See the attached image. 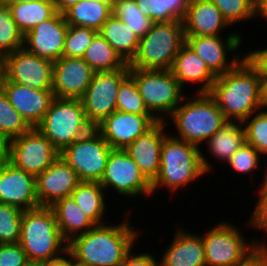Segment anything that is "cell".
Listing matches in <instances>:
<instances>
[{"label": "cell", "instance_id": "8", "mask_svg": "<svg viewBox=\"0 0 267 266\" xmlns=\"http://www.w3.org/2000/svg\"><path fill=\"white\" fill-rule=\"evenodd\" d=\"M129 75L146 108L158 121H166L186 96L171 70L130 69Z\"/></svg>", "mask_w": 267, "mask_h": 266}, {"label": "cell", "instance_id": "49", "mask_svg": "<svg viewBox=\"0 0 267 266\" xmlns=\"http://www.w3.org/2000/svg\"><path fill=\"white\" fill-rule=\"evenodd\" d=\"M10 140L0 133V166L9 162Z\"/></svg>", "mask_w": 267, "mask_h": 266}, {"label": "cell", "instance_id": "14", "mask_svg": "<svg viewBox=\"0 0 267 266\" xmlns=\"http://www.w3.org/2000/svg\"><path fill=\"white\" fill-rule=\"evenodd\" d=\"M59 156L60 152L36 127L10 140L9 162L35 177Z\"/></svg>", "mask_w": 267, "mask_h": 266}, {"label": "cell", "instance_id": "27", "mask_svg": "<svg viewBox=\"0 0 267 266\" xmlns=\"http://www.w3.org/2000/svg\"><path fill=\"white\" fill-rule=\"evenodd\" d=\"M98 33L129 64L139 48L140 38L118 17L112 14Z\"/></svg>", "mask_w": 267, "mask_h": 266}, {"label": "cell", "instance_id": "57", "mask_svg": "<svg viewBox=\"0 0 267 266\" xmlns=\"http://www.w3.org/2000/svg\"><path fill=\"white\" fill-rule=\"evenodd\" d=\"M265 85V107H267V80L264 82Z\"/></svg>", "mask_w": 267, "mask_h": 266}, {"label": "cell", "instance_id": "2", "mask_svg": "<svg viewBox=\"0 0 267 266\" xmlns=\"http://www.w3.org/2000/svg\"><path fill=\"white\" fill-rule=\"evenodd\" d=\"M123 211L126 218L122 222L96 225L68 242V249L76 260L90 266H120L123 263L134 245H139L136 241L142 233L129 222L132 209Z\"/></svg>", "mask_w": 267, "mask_h": 266}, {"label": "cell", "instance_id": "53", "mask_svg": "<svg viewBox=\"0 0 267 266\" xmlns=\"http://www.w3.org/2000/svg\"><path fill=\"white\" fill-rule=\"evenodd\" d=\"M24 266H44V262L29 260Z\"/></svg>", "mask_w": 267, "mask_h": 266}, {"label": "cell", "instance_id": "11", "mask_svg": "<svg viewBox=\"0 0 267 266\" xmlns=\"http://www.w3.org/2000/svg\"><path fill=\"white\" fill-rule=\"evenodd\" d=\"M99 184L106 193L111 191L126 198H137L139 195L152 197V185L145 178L125 149H113ZM111 188V189H110ZM110 189V190H109ZM114 190V191H112Z\"/></svg>", "mask_w": 267, "mask_h": 266}, {"label": "cell", "instance_id": "50", "mask_svg": "<svg viewBox=\"0 0 267 266\" xmlns=\"http://www.w3.org/2000/svg\"><path fill=\"white\" fill-rule=\"evenodd\" d=\"M81 0H53L56 12L63 14L71 6L79 3Z\"/></svg>", "mask_w": 267, "mask_h": 266}, {"label": "cell", "instance_id": "46", "mask_svg": "<svg viewBox=\"0 0 267 266\" xmlns=\"http://www.w3.org/2000/svg\"><path fill=\"white\" fill-rule=\"evenodd\" d=\"M133 249H136V246L126 255L120 266H160V260L156 259L159 257L154 256L153 253L143 251L137 254Z\"/></svg>", "mask_w": 267, "mask_h": 266}, {"label": "cell", "instance_id": "42", "mask_svg": "<svg viewBox=\"0 0 267 266\" xmlns=\"http://www.w3.org/2000/svg\"><path fill=\"white\" fill-rule=\"evenodd\" d=\"M261 154L252 146L247 143L242 145L226 162L228 163V167L230 170H234V173L237 175H246L250 174L254 179L253 175L255 174L253 171L259 170L262 165Z\"/></svg>", "mask_w": 267, "mask_h": 266}, {"label": "cell", "instance_id": "36", "mask_svg": "<svg viewBox=\"0 0 267 266\" xmlns=\"http://www.w3.org/2000/svg\"><path fill=\"white\" fill-rule=\"evenodd\" d=\"M32 127L10 104L6 94L0 88V133L9 140L21 136Z\"/></svg>", "mask_w": 267, "mask_h": 266}, {"label": "cell", "instance_id": "51", "mask_svg": "<svg viewBox=\"0 0 267 266\" xmlns=\"http://www.w3.org/2000/svg\"><path fill=\"white\" fill-rule=\"evenodd\" d=\"M267 20V0H259L255 3V17Z\"/></svg>", "mask_w": 267, "mask_h": 266}, {"label": "cell", "instance_id": "20", "mask_svg": "<svg viewBox=\"0 0 267 266\" xmlns=\"http://www.w3.org/2000/svg\"><path fill=\"white\" fill-rule=\"evenodd\" d=\"M77 173L59 156L36 177V196L41 207H50L58 200L70 197L80 183Z\"/></svg>", "mask_w": 267, "mask_h": 266}, {"label": "cell", "instance_id": "30", "mask_svg": "<svg viewBox=\"0 0 267 266\" xmlns=\"http://www.w3.org/2000/svg\"><path fill=\"white\" fill-rule=\"evenodd\" d=\"M112 14L110 5L95 0H81L63 13L68 25L91 28L97 32Z\"/></svg>", "mask_w": 267, "mask_h": 266}, {"label": "cell", "instance_id": "7", "mask_svg": "<svg viewBox=\"0 0 267 266\" xmlns=\"http://www.w3.org/2000/svg\"><path fill=\"white\" fill-rule=\"evenodd\" d=\"M36 128L61 153L94 127L87 121L80 99L54 98Z\"/></svg>", "mask_w": 267, "mask_h": 266}, {"label": "cell", "instance_id": "43", "mask_svg": "<svg viewBox=\"0 0 267 266\" xmlns=\"http://www.w3.org/2000/svg\"><path fill=\"white\" fill-rule=\"evenodd\" d=\"M265 171L263 173L264 178L262 183H260V188H257V194H255L258 198L256 201V205L254 206V210L251 213L250 219L245 226L249 228L253 227L255 230L258 229L261 232H264V237L267 236V162L264 167Z\"/></svg>", "mask_w": 267, "mask_h": 266}, {"label": "cell", "instance_id": "13", "mask_svg": "<svg viewBox=\"0 0 267 266\" xmlns=\"http://www.w3.org/2000/svg\"><path fill=\"white\" fill-rule=\"evenodd\" d=\"M242 40L243 37L238 32H230L224 38L221 35L185 36V42L205 62L215 77L233 69L246 56L245 51H242V57L237 52Z\"/></svg>", "mask_w": 267, "mask_h": 266}, {"label": "cell", "instance_id": "40", "mask_svg": "<svg viewBox=\"0 0 267 266\" xmlns=\"http://www.w3.org/2000/svg\"><path fill=\"white\" fill-rule=\"evenodd\" d=\"M22 214L17 207L0 203V244L19 241Z\"/></svg>", "mask_w": 267, "mask_h": 266}, {"label": "cell", "instance_id": "32", "mask_svg": "<svg viewBox=\"0 0 267 266\" xmlns=\"http://www.w3.org/2000/svg\"><path fill=\"white\" fill-rule=\"evenodd\" d=\"M82 59L95 72L121 70L127 65L99 33L93 37V42L86 49Z\"/></svg>", "mask_w": 267, "mask_h": 266}, {"label": "cell", "instance_id": "26", "mask_svg": "<svg viewBox=\"0 0 267 266\" xmlns=\"http://www.w3.org/2000/svg\"><path fill=\"white\" fill-rule=\"evenodd\" d=\"M50 208L55 214L59 230L67 242L96 226L71 196L58 200Z\"/></svg>", "mask_w": 267, "mask_h": 266}, {"label": "cell", "instance_id": "18", "mask_svg": "<svg viewBox=\"0 0 267 266\" xmlns=\"http://www.w3.org/2000/svg\"><path fill=\"white\" fill-rule=\"evenodd\" d=\"M94 70L82 59L61 57L53 62L52 91L55 98L81 99Z\"/></svg>", "mask_w": 267, "mask_h": 266}, {"label": "cell", "instance_id": "37", "mask_svg": "<svg viewBox=\"0 0 267 266\" xmlns=\"http://www.w3.org/2000/svg\"><path fill=\"white\" fill-rule=\"evenodd\" d=\"M242 124L246 143L252 145L261 156L267 157V107L253 113Z\"/></svg>", "mask_w": 267, "mask_h": 266}, {"label": "cell", "instance_id": "31", "mask_svg": "<svg viewBox=\"0 0 267 266\" xmlns=\"http://www.w3.org/2000/svg\"><path fill=\"white\" fill-rule=\"evenodd\" d=\"M8 6L14 22L23 35L56 13L53 0L15 3Z\"/></svg>", "mask_w": 267, "mask_h": 266}, {"label": "cell", "instance_id": "55", "mask_svg": "<svg viewBox=\"0 0 267 266\" xmlns=\"http://www.w3.org/2000/svg\"><path fill=\"white\" fill-rule=\"evenodd\" d=\"M95 1H99V2H102L104 4L110 5L112 8L116 2V0H95Z\"/></svg>", "mask_w": 267, "mask_h": 266}, {"label": "cell", "instance_id": "12", "mask_svg": "<svg viewBox=\"0 0 267 266\" xmlns=\"http://www.w3.org/2000/svg\"><path fill=\"white\" fill-rule=\"evenodd\" d=\"M129 70L127 64L121 70L94 72L90 85L80 99L87 121L94 128L116 111L118 90Z\"/></svg>", "mask_w": 267, "mask_h": 266}, {"label": "cell", "instance_id": "24", "mask_svg": "<svg viewBox=\"0 0 267 266\" xmlns=\"http://www.w3.org/2000/svg\"><path fill=\"white\" fill-rule=\"evenodd\" d=\"M182 20L185 36L221 35L230 27L211 0H190Z\"/></svg>", "mask_w": 267, "mask_h": 266}, {"label": "cell", "instance_id": "38", "mask_svg": "<svg viewBox=\"0 0 267 266\" xmlns=\"http://www.w3.org/2000/svg\"><path fill=\"white\" fill-rule=\"evenodd\" d=\"M116 110L137 115H152L138 92L135 80L130 75L120 84Z\"/></svg>", "mask_w": 267, "mask_h": 266}, {"label": "cell", "instance_id": "3", "mask_svg": "<svg viewBox=\"0 0 267 266\" xmlns=\"http://www.w3.org/2000/svg\"><path fill=\"white\" fill-rule=\"evenodd\" d=\"M203 147L178 139L167 134L161 147L160 170L156 179L151 183L152 197L158 190L166 188L171 194L187 187L198 178L211 173L214 169ZM187 185V186H186Z\"/></svg>", "mask_w": 267, "mask_h": 266}, {"label": "cell", "instance_id": "39", "mask_svg": "<svg viewBox=\"0 0 267 266\" xmlns=\"http://www.w3.org/2000/svg\"><path fill=\"white\" fill-rule=\"evenodd\" d=\"M97 33L91 28L69 25L65 37L63 57L82 58Z\"/></svg>", "mask_w": 267, "mask_h": 266}, {"label": "cell", "instance_id": "17", "mask_svg": "<svg viewBox=\"0 0 267 266\" xmlns=\"http://www.w3.org/2000/svg\"><path fill=\"white\" fill-rule=\"evenodd\" d=\"M68 26L64 15L56 12L24 35L23 48L54 62L63 56Z\"/></svg>", "mask_w": 267, "mask_h": 266}, {"label": "cell", "instance_id": "22", "mask_svg": "<svg viewBox=\"0 0 267 266\" xmlns=\"http://www.w3.org/2000/svg\"><path fill=\"white\" fill-rule=\"evenodd\" d=\"M166 127L165 121H158L125 149L150 183L156 179L160 170L161 147L169 133Z\"/></svg>", "mask_w": 267, "mask_h": 266}, {"label": "cell", "instance_id": "34", "mask_svg": "<svg viewBox=\"0 0 267 266\" xmlns=\"http://www.w3.org/2000/svg\"><path fill=\"white\" fill-rule=\"evenodd\" d=\"M112 10L113 14L121 19L140 39L154 23L142 13L135 0H116Z\"/></svg>", "mask_w": 267, "mask_h": 266}, {"label": "cell", "instance_id": "16", "mask_svg": "<svg viewBox=\"0 0 267 266\" xmlns=\"http://www.w3.org/2000/svg\"><path fill=\"white\" fill-rule=\"evenodd\" d=\"M157 122L153 115H137L116 110L95 129L113 149H126Z\"/></svg>", "mask_w": 267, "mask_h": 266}, {"label": "cell", "instance_id": "21", "mask_svg": "<svg viewBox=\"0 0 267 266\" xmlns=\"http://www.w3.org/2000/svg\"><path fill=\"white\" fill-rule=\"evenodd\" d=\"M10 104L33 128L37 127L55 98L52 90H37L10 82L3 77L0 87Z\"/></svg>", "mask_w": 267, "mask_h": 266}, {"label": "cell", "instance_id": "1", "mask_svg": "<svg viewBox=\"0 0 267 266\" xmlns=\"http://www.w3.org/2000/svg\"><path fill=\"white\" fill-rule=\"evenodd\" d=\"M229 121L243 122L265 107V85L259 69L245 56L216 77L208 93Z\"/></svg>", "mask_w": 267, "mask_h": 266}, {"label": "cell", "instance_id": "19", "mask_svg": "<svg viewBox=\"0 0 267 266\" xmlns=\"http://www.w3.org/2000/svg\"><path fill=\"white\" fill-rule=\"evenodd\" d=\"M0 203L22 211L40 207L36 196V177L10 162L0 166Z\"/></svg>", "mask_w": 267, "mask_h": 266}, {"label": "cell", "instance_id": "9", "mask_svg": "<svg viewBox=\"0 0 267 266\" xmlns=\"http://www.w3.org/2000/svg\"><path fill=\"white\" fill-rule=\"evenodd\" d=\"M112 147L93 128L66 147L60 156L77 173L80 181L100 182Z\"/></svg>", "mask_w": 267, "mask_h": 266}, {"label": "cell", "instance_id": "54", "mask_svg": "<svg viewBox=\"0 0 267 266\" xmlns=\"http://www.w3.org/2000/svg\"><path fill=\"white\" fill-rule=\"evenodd\" d=\"M3 77H4V72H3V56L0 55V87H1V84H2Z\"/></svg>", "mask_w": 267, "mask_h": 266}, {"label": "cell", "instance_id": "52", "mask_svg": "<svg viewBox=\"0 0 267 266\" xmlns=\"http://www.w3.org/2000/svg\"><path fill=\"white\" fill-rule=\"evenodd\" d=\"M39 0H0V3L4 5H10L15 3L34 2Z\"/></svg>", "mask_w": 267, "mask_h": 266}, {"label": "cell", "instance_id": "33", "mask_svg": "<svg viewBox=\"0 0 267 266\" xmlns=\"http://www.w3.org/2000/svg\"><path fill=\"white\" fill-rule=\"evenodd\" d=\"M142 13L154 23L183 19L190 0H135Z\"/></svg>", "mask_w": 267, "mask_h": 266}, {"label": "cell", "instance_id": "4", "mask_svg": "<svg viewBox=\"0 0 267 266\" xmlns=\"http://www.w3.org/2000/svg\"><path fill=\"white\" fill-rule=\"evenodd\" d=\"M193 94L186 95L165 122L174 125L177 132L172 136L201 148L229 120L208 93Z\"/></svg>", "mask_w": 267, "mask_h": 266}, {"label": "cell", "instance_id": "48", "mask_svg": "<svg viewBox=\"0 0 267 266\" xmlns=\"http://www.w3.org/2000/svg\"><path fill=\"white\" fill-rule=\"evenodd\" d=\"M44 266H73V253L66 249L60 255L44 261Z\"/></svg>", "mask_w": 267, "mask_h": 266}, {"label": "cell", "instance_id": "6", "mask_svg": "<svg viewBox=\"0 0 267 266\" xmlns=\"http://www.w3.org/2000/svg\"><path fill=\"white\" fill-rule=\"evenodd\" d=\"M18 243L28 260L34 261L50 260L68 249V242L63 238L50 207L23 211Z\"/></svg>", "mask_w": 267, "mask_h": 266}, {"label": "cell", "instance_id": "25", "mask_svg": "<svg viewBox=\"0 0 267 266\" xmlns=\"http://www.w3.org/2000/svg\"><path fill=\"white\" fill-rule=\"evenodd\" d=\"M183 90L193 83L200 85L194 93H209L216 77L210 72L205 62L185 42L170 69Z\"/></svg>", "mask_w": 267, "mask_h": 266}, {"label": "cell", "instance_id": "35", "mask_svg": "<svg viewBox=\"0 0 267 266\" xmlns=\"http://www.w3.org/2000/svg\"><path fill=\"white\" fill-rule=\"evenodd\" d=\"M24 35L14 22L8 5L0 3V55L23 48Z\"/></svg>", "mask_w": 267, "mask_h": 266}, {"label": "cell", "instance_id": "5", "mask_svg": "<svg viewBox=\"0 0 267 266\" xmlns=\"http://www.w3.org/2000/svg\"><path fill=\"white\" fill-rule=\"evenodd\" d=\"M184 43L182 19L153 23L140 39L136 56L128 64L129 69L170 70Z\"/></svg>", "mask_w": 267, "mask_h": 266}, {"label": "cell", "instance_id": "10", "mask_svg": "<svg viewBox=\"0 0 267 266\" xmlns=\"http://www.w3.org/2000/svg\"><path fill=\"white\" fill-rule=\"evenodd\" d=\"M237 228L225 220L218 222L203 234L202 240L205 249L206 266L237 265L254 247L253 238L246 236ZM250 242H247V241Z\"/></svg>", "mask_w": 267, "mask_h": 266}, {"label": "cell", "instance_id": "47", "mask_svg": "<svg viewBox=\"0 0 267 266\" xmlns=\"http://www.w3.org/2000/svg\"><path fill=\"white\" fill-rule=\"evenodd\" d=\"M247 58L259 69L260 74L263 76L264 82L267 80V47L256 48L247 51Z\"/></svg>", "mask_w": 267, "mask_h": 266}, {"label": "cell", "instance_id": "28", "mask_svg": "<svg viewBox=\"0 0 267 266\" xmlns=\"http://www.w3.org/2000/svg\"><path fill=\"white\" fill-rule=\"evenodd\" d=\"M106 191L99 182L81 181L71 193L72 199L84 214L96 225L106 224L107 214ZM105 218V219H104Z\"/></svg>", "mask_w": 267, "mask_h": 266}, {"label": "cell", "instance_id": "15", "mask_svg": "<svg viewBox=\"0 0 267 266\" xmlns=\"http://www.w3.org/2000/svg\"><path fill=\"white\" fill-rule=\"evenodd\" d=\"M4 78L37 90H52L53 62L24 48L3 56Z\"/></svg>", "mask_w": 267, "mask_h": 266}, {"label": "cell", "instance_id": "23", "mask_svg": "<svg viewBox=\"0 0 267 266\" xmlns=\"http://www.w3.org/2000/svg\"><path fill=\"white\" fill-rule=\"evenodd\" d=\"M177 228L171 244L163 250L160 266H206L205 249L200 233Z\"/></svg>", "mask_w": 267, "mask_h": 266}, {"label": "cell", "instance_id": "41", "mask_svg": "<svg viewBox=\"0 0 267 266\" xmlns=\"http://www.w3.org/2000/svg\"><path fill=\"white\" fill-rule=\"evenodd\" d=\"M230 26L240 21L255 20V3L252 0H211ZM249 19V20H248Z\"/></svg>", "mask_w": 267, "mask_h": 266}, {"label": "cell", "instance_id": "44", "mask_svg": "<svg viewBox=\"0 0 267 266\" xmlns=\"http://www.w3.org/2000/svg\"><path fill=\"white\" fill-rule=\"evenodd\" d=\"M28 261L27 254L18 242L0 244V266H24Z\"/></svg>", "mask_w": 267, "mask_h": 266}, {"label": "cell", "instance_id": "45", "mask_svg": "<svg viewBox=\"0 0 267 266\" xmlns=\"http://www.w3.org/2000/svg\"><path fill=\"white\" fill-rule=\"evenodd\" d=\"M253 239L254 247L237 264V266H267V238ZM263 240V241H262Z\"/></svg>", "mask_w": 267, "mask_h": 266}, {"label": "cell", "instance_id": "29", "mask_svg": "<svg viewBox=\"0 0 267 266\" xmlns=\"http://www.w3.org/2000/svg\"><path fill=\"white\" fill-rule=\"evenodd\" d=\"M206 150L220 162H227L231 156L246 143L242 122L229 121L206 142Z\"/></svg>", "mask_w": 267, "mask_h": 266}, {"label": "cell", "instance_id": "56", "mask_svg": "<svg viewBox=\"0 0 267 266\" xmlns=\"http://www.w3.org/2000/svg\"><path fill=\"white\" fill-rule=\"evenodd\" d=\"M73 266H90V265L82 263V262L76 260L74 255H73Z\"/></svg>", "mask_w": 267, "mask_h": 266}]
</instances>
